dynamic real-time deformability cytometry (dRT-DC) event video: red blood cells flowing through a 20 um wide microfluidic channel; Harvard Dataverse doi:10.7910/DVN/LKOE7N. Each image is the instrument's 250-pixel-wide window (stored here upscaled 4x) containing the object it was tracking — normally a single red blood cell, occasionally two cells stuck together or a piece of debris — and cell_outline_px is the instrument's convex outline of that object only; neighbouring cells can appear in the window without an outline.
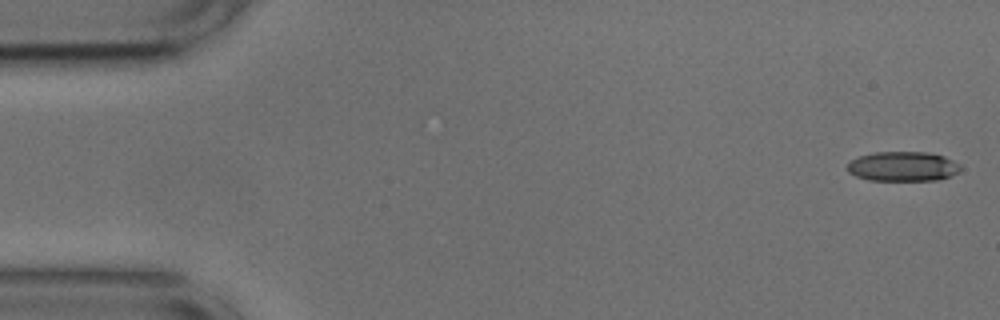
{"species": "common noctule bat (a hibernating species)", "species_latin": "Nyctalus noctula", "temperature_condition": "cold", "stored_images_in_passage": 52, "camera_frame_rate_fps": 3000, "um_per_image_px": 0.085, "animal": {"sex": "male", "body_mass_g": 17.9, "forearm_length_mm": 54.2}, "frame": {"image": 1, "passage_image": 1, "time_ms": 0.0, "image_size_px": [1000, 320], "cell_outline_px": [[960, 168], [952, 176], [940, 180], [868, 180], [856, 176], [848, 172], [848, 164], [852, 160], [860, 156], [876, 152], [928, 152], [944, 156], [960, 164]], "centroid_in_image_um": [76.76, 14.15], "position_along_channel_um": 8.2, "area_um2": 19.48}}
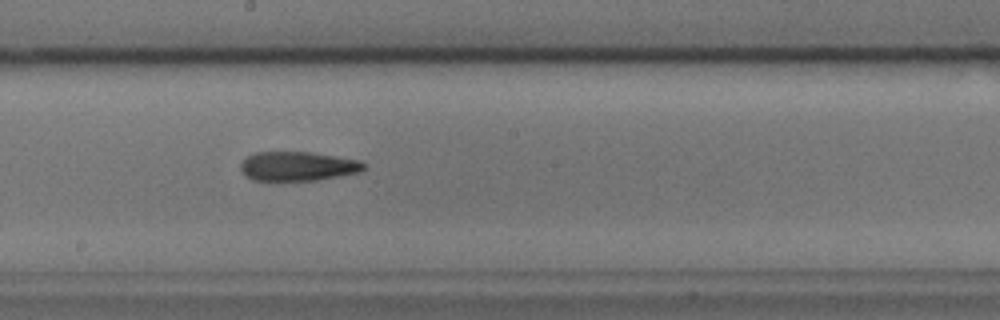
{"frame": {"image": 2, "passage_image": 28, "time_ms": 9.0, "image_size_px": [1000, 320], "cell_outline_px": [[364, 168], [360, 172], [340, 176], [316, 180], [252, 180], [244, 176], [240, 168], [240, 164], [248, 156], [256, 152], [308, 152], [336, 156], [360, 160], [364, 164]], "centroid_in_image_um": [25.29, 14.13], "position_along_channel_um": 222.9, "area_um2": 20.92}}
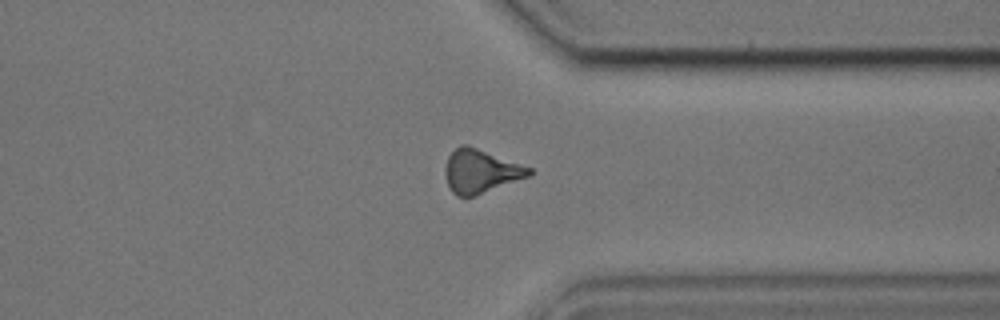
{"frame": {"image": 3, "passage_image": 40, "time_ms": 13.0, "image_size_px": [1000, 320], "cell_outline_px": [[532, 172], [528, 176], [472, 196], [456, 196], [452, 192], [448, 184], [444, 172], [444, 168], [448, 156], [460, 144], [468, 144], [532, 168]], "centroid_in_image_um": [40.81, 14.52], "position_along_channel_um": 370.6, "area_um2": 20.98}, "authors_computed_cell_mechanics": {"area_um2": 20.7791, "velocity_mm_per_s": 3.7505, "shape_relaxation_time_tau1_ms": 8.5476, "shape_relaxation_time_tau2_ms": 6.1403, "deformation_change_tau1": 0.2251, "deformation_change_tau2": 0.1956}}